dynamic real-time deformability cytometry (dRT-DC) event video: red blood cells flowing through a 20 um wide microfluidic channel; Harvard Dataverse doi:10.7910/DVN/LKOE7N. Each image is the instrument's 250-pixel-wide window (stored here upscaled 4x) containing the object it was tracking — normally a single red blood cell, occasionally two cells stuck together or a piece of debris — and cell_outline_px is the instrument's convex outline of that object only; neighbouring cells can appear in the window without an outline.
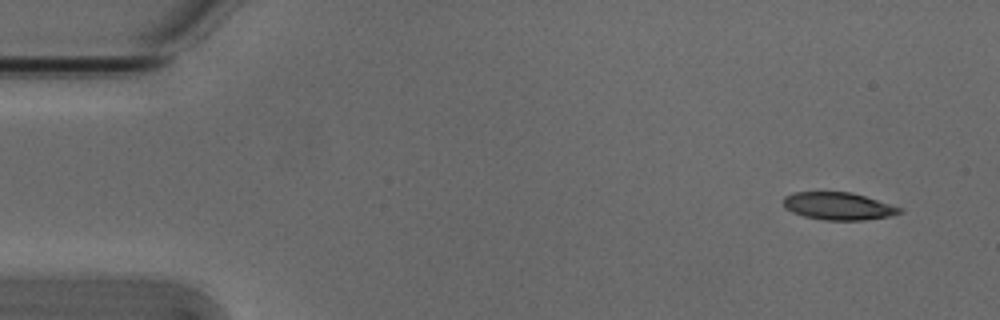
{"species": "Egyptian fruit bat (a non-hibernating species)", "species_latin": "Rousettus aegyptiacus", "temperature_condition": "cold", "stored_images_in_passage": 6, "camera_frame_rate_fps": 3000, "um_per_image_px": 0.085, "animal": {"sex": "male"}, "frame": {"image": 1, "passage_image": 1, "time_ms": 0.0, "image_size_px": [1000, 320], "cell_outline_px": [[904, 212], [888, 216], [864, 220], [824, 220], [804, 216], [792, 212], [784, 208], [784, 196], [792, 192], [852, 192], [904, 208]], "centroid_in_image_um": [71.27, 17.51], "position_along_channel_um": 13.7, "area_um2": 18.73}}
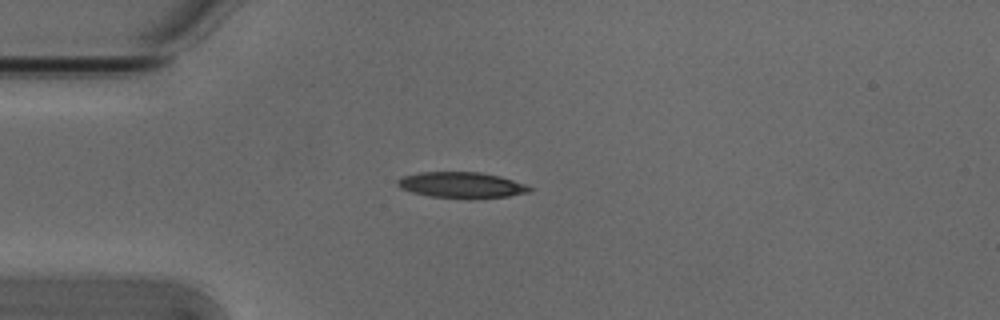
{"frame": {"image": 2, "passage_image": 4, "time_ms": 1.0, "image_size_px": [1000, 320], "cell_outline_px": [[532, 188], [528, 192], [508, 196], [472, 200], [428, 196], [412, 192], [400, 188], [396, 184], [396, 180], [404, 176], [420, 172], [480, 172], [500, 176], [524, 184]], "centroid_in_image_um": [39.2, 15.75], "position_along_channel_um": 45.8, "area_um2": 20.17}}
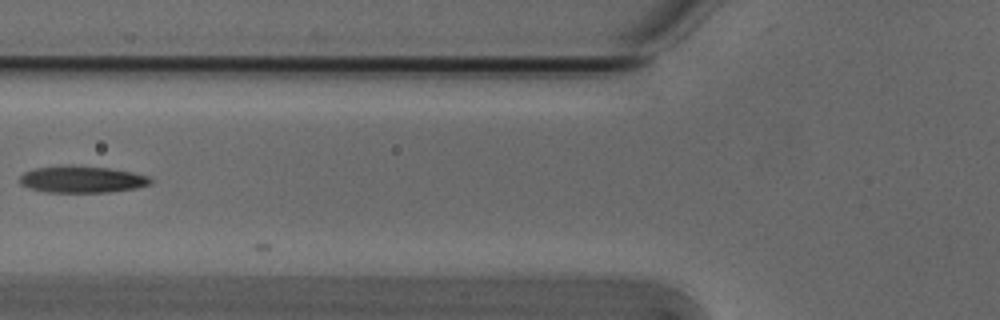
{"frame": {"image": 3, "passage_image": 6, "time_ms": 1.667, "image_size_px": [1000, 320], "cell_outline_px": [[152, 184], [136, 188], [112, 192], [44, 192], [28, 188], [20, 184], [20, 176], [24, 172], [36, 168], [64, 164], [68, 164], [112, 168], [132, 172], [148, 176], [152, 180]], "centroid_in_image_um": [6.96, 15.23], "position_along_channel_um": 118.8, "area_um2": 20.81}}